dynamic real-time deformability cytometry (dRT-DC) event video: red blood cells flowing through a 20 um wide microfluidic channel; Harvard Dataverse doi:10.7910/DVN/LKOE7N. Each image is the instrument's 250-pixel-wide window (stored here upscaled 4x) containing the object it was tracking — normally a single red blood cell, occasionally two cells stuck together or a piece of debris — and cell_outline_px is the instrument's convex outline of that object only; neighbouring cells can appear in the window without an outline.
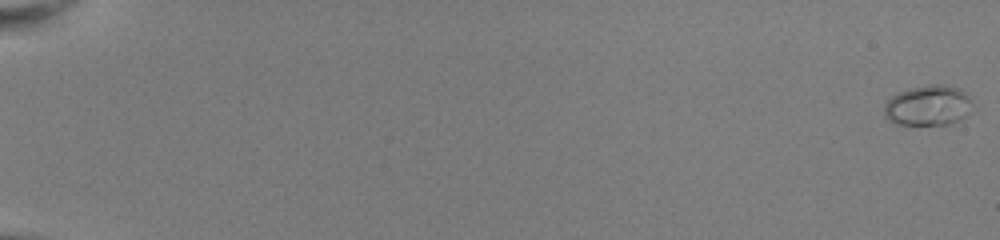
{"species": "common noctule bat (a hibernating species)", "species_latin": "Nyctalus noctula", "temperature_condition": "room temperature", "stored_images_in_passage": 23, "camera_frame_rate_fps": 3000, "um_per_image_px": 0.085, "animal": {"sex": "female", "body_mass_g": 22.0, "forearm_length_mm": 56.7}, "frame": {"image": 1, "passage_image": 1, "time_ms": 0.0, "image_size_px": [1000, 240], "cell_outline_px": [[972, 104], [968, 112], [960, 120], [948, 124], [896, 124], [888, 120], [884, 116], [884, 104], [892, 96], [900, 92], [912, 88], [928, 84], [944, 84], [960, 88], [972, 100]], "centroid_in_image_um": [78.88, 8.96], "position_along_channel_um": 6.1, "area_um2": 20.69}}
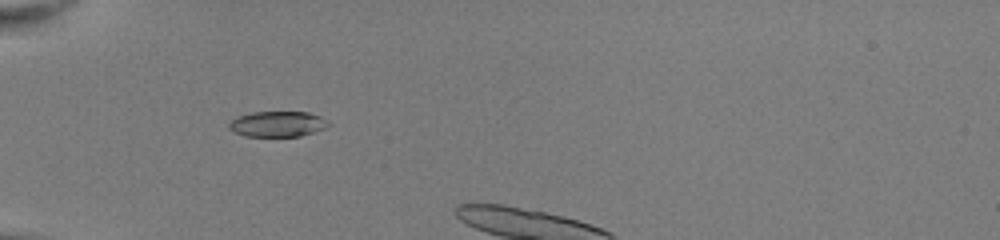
{"frame": {"image": 2, "passage_image": 20, "time_ms": 6.333, "image_size_px": [1000, 240], "cell_outline_px": [[332, 124], [324, 128], [300, 136], [244, 136], [232, 132], [228, 128], [228, 124], [236, 116], [252, 112], [308, 112], [320, 116], [328, 120]], "centroid_in_image_um": [23.56, 10.53], "position_along_channel_um": 61.4, "area_um2": 14.91}}